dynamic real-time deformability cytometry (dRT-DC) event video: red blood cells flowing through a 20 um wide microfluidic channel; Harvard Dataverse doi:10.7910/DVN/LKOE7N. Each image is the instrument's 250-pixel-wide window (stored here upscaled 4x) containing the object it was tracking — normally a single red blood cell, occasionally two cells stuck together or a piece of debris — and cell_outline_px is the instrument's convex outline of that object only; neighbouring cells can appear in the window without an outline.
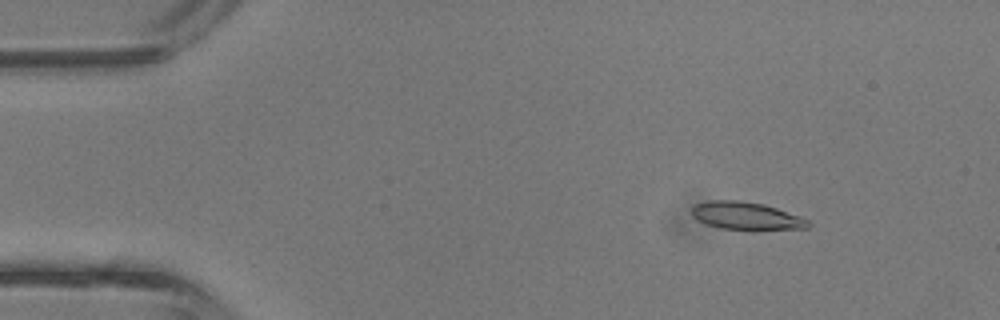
{"species": "common noctule bat (a hibernating species)", "species_latin": "Nyctalus noctula", "temperature_condition": "room temperature", "stored_images_in_passage": 4, "segment_of_instrument_passage": [1, 2], "camera_frame_rate_fps": 3000, "um_per_image_px": 0.085, "animal": {"sex": "male", "body_mass_g": 13.3}, "frame": {"image": 1, "passage_image": 2, "time_ms": 0.333, "image_size_px": [1000, 320], "cell_outline_px": [[812, 224], [808, 228], [756, 232], [752, 232], [720, 228], [696, 220], [692, 216], [692, 208], [696, 204], [708, 200], [740, 200], [764, 204], [800, 216], [808, 220]], "centroid_in_image_um": [63.47, 18.39], "position_along_channel_um": 21.5, "area_um2": 19.59}}